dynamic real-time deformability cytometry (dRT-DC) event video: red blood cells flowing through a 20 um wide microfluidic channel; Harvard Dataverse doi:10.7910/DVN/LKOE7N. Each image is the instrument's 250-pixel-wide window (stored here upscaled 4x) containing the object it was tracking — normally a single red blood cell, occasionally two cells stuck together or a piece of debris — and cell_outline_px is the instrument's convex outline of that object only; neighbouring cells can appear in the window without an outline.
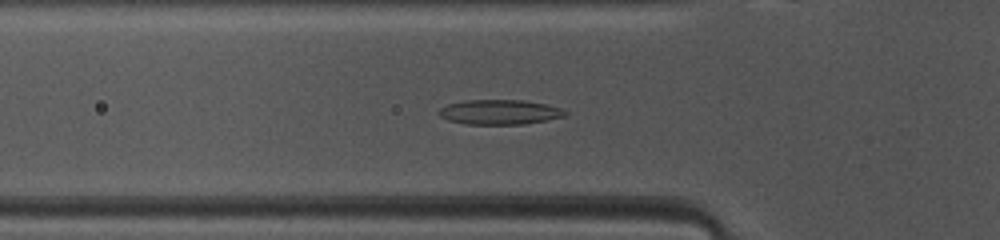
{"species": "common noctule bat (a hibernating species)", "species_latin": "Nyctalus noctula", "temperature_condition": "warm", "stored_images_in_passage": 40, "camera_frame_rate_fps": 3000, "um_per_image_px": 0.085, "animal": {"sex": "female", "body_mass_g": 10.0, "forearm_length_mm": 53.1}, "frame": {"image": 1, "passage_image": 7, "time_ms": 2.0, "image_size_px": [1000, 240], "cell_outline_px": [[568, 112], [564, 116], [548, 120], [524, 124], [468, 124], [448, 120], [440, 116], [436, 112], [440, 108], [448, 104], [464, 100], [524, 100], [544, 104], [560, 108]], "centroid_in_image_um": [42.44, 9.52], "position_along_channel_um": 83.4, "area_um2": 18.21}}
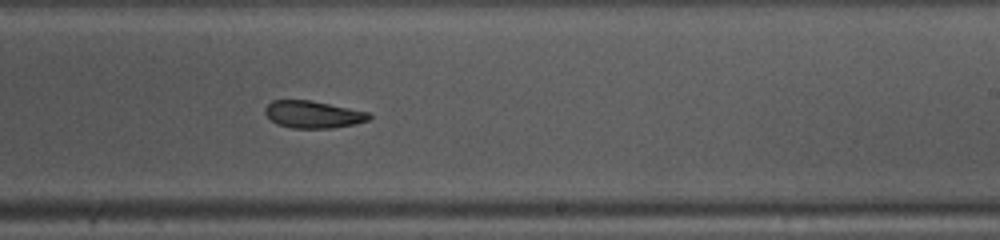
{"frame": {"image": 2, "passage_image": 20, "time_ms": 6.333, "image_size_px": [1000, 240], "cell_outline_px": [[372, 116], [368, 120], [352, 124], [332, 128], [292, 128], [276, 124], [264, 112], [264, 108], [272, 100], [308, 100], [368, 112]], "centroid_in_image_um": [26.57, 9.73], "position_along_channel_um": 262.4, "area_um2": 16.24}}
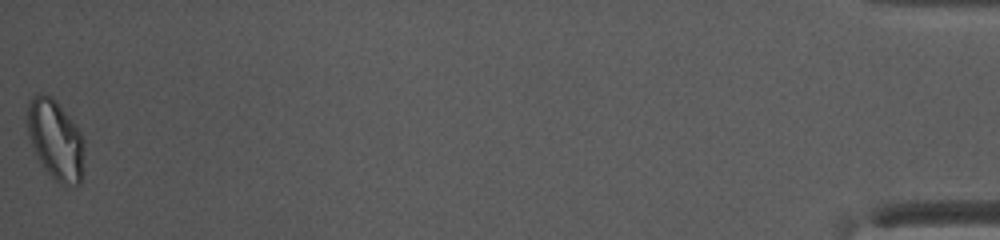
{"frame": {"image": 3, "passage_image": 40, "time_ms": 13.0, "image_size_px": [1000, 240], "cell_outline_px": [[84, 148], [80, 184], [64, 184], [56, 180], [44, 168], [36, 156], [28, 136], [24, 120], [28, 100], [36, 92], [40, 92], [52, 96], [56, 100], [80, 128], [84, 140]], "centroid_in_image_um": [4.67, 11.77], "position_along_channel_um": 430.5, "area_um2": 27.17}, "authors_computed_cell_mechanics": {"area_um2": 17.8891, "velocity_mm_per_s": 4.1201, "shape_relaxation_time_tau1_ms": 5.7151, "shape_relaxation_time_tau2_ms": 6.1447, "deformation_change_tau1": 0.1627, "deformation_change_tau2": 0.1496}}